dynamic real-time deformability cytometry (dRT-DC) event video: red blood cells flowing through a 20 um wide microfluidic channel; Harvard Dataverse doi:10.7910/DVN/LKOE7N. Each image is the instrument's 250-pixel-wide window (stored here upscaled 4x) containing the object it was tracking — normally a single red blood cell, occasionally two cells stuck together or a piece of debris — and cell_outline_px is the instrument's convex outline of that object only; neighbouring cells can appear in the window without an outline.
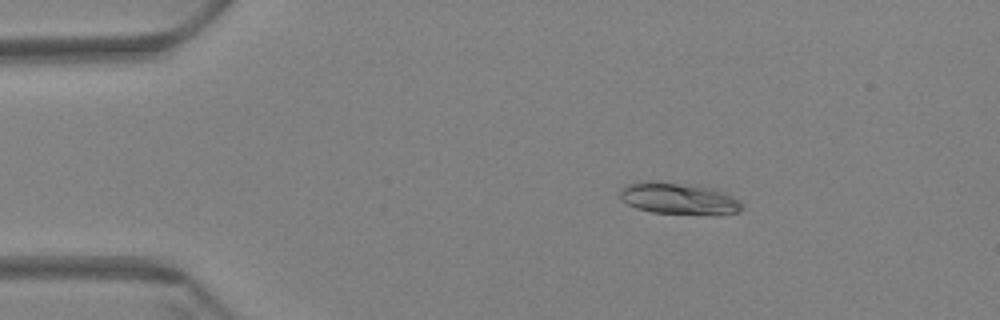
{"species": "Egyptian fruit bat (a non-hibernating species)", "species_latin": "Rousettus aegyptiacus", "temperature_condition": "warm", "stored_images_in_passage": 50, "camera_frame_rate_fps": 3000, "um_per_image_px": 0.085, "animal": {"sex": "female"}, "frame": {"image": 1, "passage_image": 1, "time_ms": 0.0, "image_size_px": [1000, 320], "cell_outline_px": [[740, 212], [652, 212], [636, 208], [620, 200], [620, 188], [636, 180], [652, 180], [696, 184], [716, 188], [740, 200]], "centroid_in_image_um": [57.56, 16.79], "position_along_channel_um": 27.4, "area_um2": 22.2}}
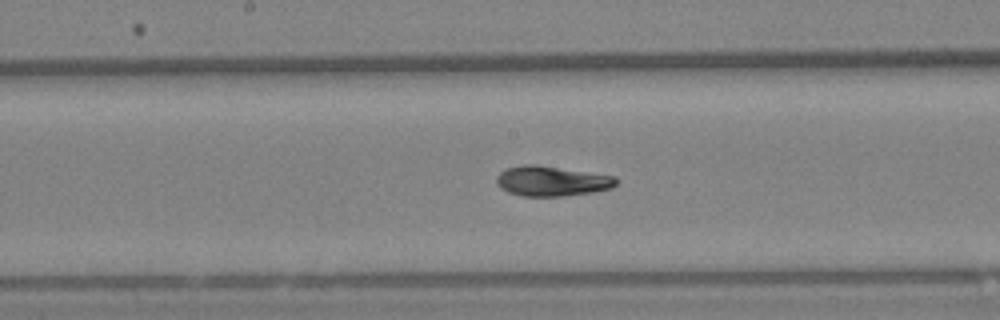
{"frame": {"image": 2, "passage_image": 22, "time_ms": 7.0, "image_size_px": [1000, 320], "cell_outline_px": [[616, 184], [612, 188], [592, 192], [564, 196], [520, 196], [508, 192], [500, 188], [496, 184], [496, 176], [504, 168], [524, 164], [536, 164], [616, 176]], "centroid_in_image_um": [46.85, 15.38], "position_along_channel_um": 201.4, "area_um2": 21.15}}
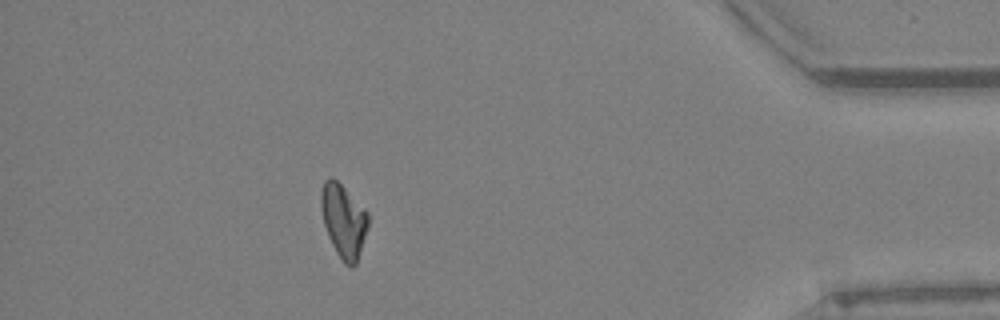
{"frame": {"image": 3, "passage_image": 44, "time_ms": 14.333, "image_size_px": [1000, 320], "cell_outline_px": [[368, 224], [356, 264], [352, 268], [344, 264], [336, 252], [328, 236], [324, 224], [320, 208], [320, 192], [324, 180], [332, 176], [368, 212]], "centroid_in_image_um": [29.17, 18.76], "position_along_channel_um": 406.0, "area_um2": 20.0}, "authors_computed_cell_mechanics": {"area_um2": 20.6924, "velocity_mm_per_s": 3.434, "shape_relaxation_time_tau1_ms": 7.6459, "shape_relaxation_time_tau2_ms": 3.1296, "deformation_change_tau1": 0.2226, "deformation_change_tau2": 0.0659}}